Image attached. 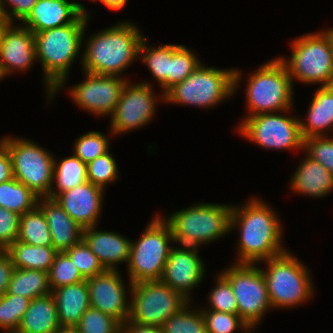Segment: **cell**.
<instances>
[{
	"label": "cell",
	"instance_id": "1",
	"mask_svg": "<svg viewBox=\"0 0 333 333\" xmlns=\"http://www.w3.org/2000/svg\"><path fill=\"white\" fill-rule=\"evenodd\" d=\"M239 222V223H238ZM241 226L240 264H252L286 252L280 246L281 228L277 217L263 202L251 200L240 209L232 207L230 228Z\"/></svg>",
	"mask_w": 333,
	"mask_h": 333
},
{
	"label": "cell",
	"instance_id": "2",
	"mask_svg": "<svg viewBox=\"0 0 333 333\" xmlns=\"http://www.w3.org/2000/svg\"><path fill=\"white\" fill-rule=\"evenodd\" d=\"M88 14L82 13L74 22L34 34L36 57L44 68L49 93L66 81L69 66L81 48Z\"/></svg>",
	"mask_w": 333,
	"mask_h": 333
},
{
	"label": "cell",
	"instance_id": "3",
	"mask_svg": "<svg viewBox=\"0 0 333 333\" xmlns=\"http://www.w3.org/2000/svg\"><path fill=\"white\" fill-rule=\"evenodd\" d=\"M142 40L137 27L129 23L117 24L94 35L82 59L85 72L117 76L139 55Z\"/></svg>",
	"mask_w": 333,
	"mask_h": 333
},
{
	"label": "cell",
	"instance_id": "4",
	"mask_svg": "<svg viewBox=\"0 0 333 333\" xmlns=\"http://www.w3.org/2000/svg\"><path fill=\"white\" fill-rule=\"evenodd\" d=\"M231 214V206L199 204L172 214L166 222L175 242L198 247L228 232Z\"/></svg>",
	"mask_w": 333,
	"mask_h": 333
},
{
	"label": "cell",
	"instance_id": "5",
	"mask_svg": "<svg viewBox=\"0 0 333 333\" xmlns=\"http://www.w3.org/2000/svg\"><path fill=\"white\" fill-rule=\"evenodd\" d=\"M240 77V72L236 70L225 71L199 65L184 81L163 94V98L171 103L208 107L231 95Z\"/></svg>",
	"mask_w": 333,
	"mask_h": 333
},
{
	"label": "cell",
	"instance_id": "6",
	"mask_svg": "<svg viewBox=\"0 0 333 333\" xmlns=\"http://www.w3.org/2000/svg\"><path fill=\"white\" fill-rule=\"evenodd\" d=\"M173 240L171 228L156 217L145 229L137 243H131L129 268L130 284L161 280Z\"/></svg>",
	"mask_w": 333,
	"mask_h": 333
},
{
	"label": "cell",
	"instance_id": "7",
	"mask_svg": "<svg viewBox=\"0 0 333 333\" xmlns=\"http://www.w3.org/2000/svg\"><path fill=\"white\" fill-rule=\"evenodd\" d=\"M128 321L143 325L161 326L174 314L188 305L187 299L161 280L131 284Z\"/></svg>",
	"mask_w": 333,
	"mask_h": 333
},
{
	"label": "cell",
	"instance_id": "8",
	"mask_svg": "<svg viewBox=\"0 0 333 333\" xmlns=\"http://www.w3.org/2000/svg\"><path fill=\"white\" fill-rule=\"evenodd\" d=\"M248 82L247 103L253 113L248 116L290 109L293 94L292 81L281 59L277 58L263 64L256 73H253Z\"/></svg>",
	"mask_w": 333,
	"mask_h": 333
},
{
	"label": "cell",
	"instance_id": "9",
	"mask_svg": "<svg viewBox=\"0 0 333 333\" xmlns=\"http://www.w3.org/2000/svg\"><path fill=\"white\" fill-rule=\"evenodd\" d=\"M263 271L267 292L273 307L297 305L309 299L312 284L307 269L288 252L266 260Z\"/></svg>",
	"mask_w": 333,
	"mask_h": 333
},
{
	"label": "cell",
	"instance_id": "10",
	"mask_svg": "<svg viewBox=\"0 0 333 333\" xmlns=\"http://www.w3.org/2000/svg\"><path fill=\"white\" fill-rule=\"evenodd\" d=\"M290 61L280 58L289 76L306 83L321 82L333 86V53L327 36L322 33L301 36L293 43Z\"/></svg>",
	"mask_w": 333,
	"mask_h": 333
},
{
	"label": "cell",
	"instance_id": "11",
	"mask_svg": "<svg viewBox=\"0 0 333 333\" xmlns=\"http://www.w3.org/2000/svg\"><path fill=\"white\" fill-rule=\"evenodd\" d=\"M1 144L11 156L13 177L37 196L48 197L53 185L52 155L28 140L4 138Z\"/></svg>",
	"mask_w": 333,
	"mask_h": 333
},
{
	"label": "cell",
	"instance_id": "12",
	"mask_svg": "<svg viewBox=\"0 0 333 333\" xmlns=\"http://www.w3.org/2000/svg\"><path fill=\"white\" fill-rule=\"evenodd\" d=\"M222 275L230 282L237 302V314L253 328L267 308L272 307L261 269L252 264H236Z\"/></svg>",
	"mask_w": 333,
	"mask_h": 333
},
{
	"label": "cell",
	"instance_id": "13",
	"mask_svg": "<svg viewBox=\"0 0 333 333\" xmlns=\"http://www.w3.org/2000/svg\"><path fill=\"white\" fill-rule=\"evenodd\" d=\"M301 121L273 113L248 116L240 124L239 131L265 148H303Z\"/></svg>",
	"mask_w": 333,
	"mask_h": 333
},
{
	"label": "cell",
	"instance_id": "14",
	"mask_svg": "<svg viewBox=\"0 0 333 333\" xmlns=\"http://www.w3.org/2000/svg\"><path fill=\"white\" fill-rule=\"evenodd\" d=\"M148 83L126 82L112 114V132L121 133L147 124L155 111V99Z\"/></svg>",
	"mask_w": 333,
	"mask_h": 333
},
{
	"label": "cell",
	"instance_id": "15",
	"mask_svg": "<svg viewBox=\"0 0 333 333\" xmlns=\"http://www.w3.org/2000/svg\"><path fill=\"white\" fill-rule=\"evenodd\" d=\"M87 80L72 88L75 102L96 114L114 113L126 79L114 75H99L86 72ZM119 77V78H117Z\"/></svg>",
	"mask_w": 333,
	"mask_h": 333
},
{
	"label": "cell",
	"instance_id": "16",
	"mask_svg": "<svg viewBox=\"0 0 333 333\" xmlns=\"http://www.w3.org/2000/svg\"><path fill=\"white\" fill-rule=\"evenodd\" d=\"M90 306L115 318L121 325L129 317L130 306H126L124 285L116 270L86 279Z\"/></svg>",
	"mask_w": 333,
	"mask_h": 333
},
{
	"label": "cell",
	"instance_id": "17",
	"mask_svg": "<svg viewBox=\"0 0 333 333\" xmlns=\"http://www.w3.org/2000/svg\"><path fill=\"white\" fill-rule=\"evenodd\" d=\"M196 252L194 246L172 248L161 278L163 283L181 292L187 299H189L188 290L196 286L204 274L203 262Z\"/></svg>",
	"mask_w": 333,
	"mask_h": 333
},
{
	"label": "cell",
	"instance_id": "18",
	"mask_svg": "<svg viewBox=\"0 0 333 333\" xmlns=\"http://www.w3.org/2000/svg\"><path fill=\"white\" fill-rule=\"evenodd\" d=\"M35 59L34 33L26 27L12 29L8 23L0 37V78L14 69H27Z\"/></svg>",
	"mask_w": 333,
	"mask_h": 333
},
{
	"label": "cell",
	"instance_id": "19",
	"mask_svg": "<svg viewBox=\"0 0 333 333\" xmlns=\"http://www.w3.org/2000/svg\"><path fill=\"white\" fill-rule=\"evenodd\" d=\"M103 188L86 181L74 188L58 193L53 199L83 229L96 226L101 210Z\"/></svg>",
	"mask_w": 333,
	"mask_h": 333
},
{
	"label": "cell",
	"instance_id": "20",
	"mask_svg": "<svg viewBox=\"0 0 333 333\" xmlns=\"http://www.w3.org/2000/svg\"><path fill=\"white\" fill-rule=\"evenodd\" d=\"M80 3L67 0H38L31 13L23 21L34 34L74 22L86 13ZM67 18V19H66Z\"/></svg>",
	"mask_w": 333,
	"mask_h": 333
},
{
	"label": "cell",
	"instance_id": "21",
	"mask_svg": "<svg viewBox=\"0 0 333 333\" xmlns=\"http://www.w3.org/2000/svg\"><path fill=\"white\" fill-rule=\"evenodd\" d=\"M37 206L42 210L52 237V245L58 252H65L83 238V228L52 198Z\"/></svg>",
	"mask_w": 333,
	"mask_h": 333
},
{
	"label": "cell",
	"instance_id": "22",
	"mask_svg": "<svg viewBox=\"0 0 333 333\" xmlns=\"http://www.w3.org/2000/svg\"><path fill=\"white\" fill-rule=\"evenodd\" d=\"M106 270H116L115 264L129 262L130 241L119 234L95 231V226L83 229V238Z\"/></svg>",
	"mask_w": 333,
	"mask_h": 333
},
{
	"label": "cell",
	"instance_id": "23",
	"mask_svg": "<svg viewBox=\"0 0 333 333\" xmlns=\"http://www.w3.org/2000/svg\"><path fill=\"white\" fill-rule=\"evenodd\" d=\"M61 326H76L90 307L89 290L86 280L69 284L51 291Z\"/></svg>",
	"mask_w": 333,
	"mask_h": 333
},
{
	"label": "cell",
	"instance_id": "24",
	"mask_svg": "<svg viewBox=\"0 0 333 333\" xmlns=\"http://www.w3.org/2000/svg\"><path fill=\"white\" fill-rule=\"evenodd\" d=\"M60 326L56 302L50 293L30 301L18 330L23 333H54Z\"/></svg>",
	"mask_w": 333,
	"mask_h": 333
},
{
	"label": "cell",
	"instance_id": "25",
	"mask_svg": "<svg viewBox=\"0 0 333 333\" xmlns=\"http://www.w3.org/2000/svg\"><path fill=\"white\" fill-rule=\"evenodd\" d=\"M292 187L298 192L321 197L333 189V174L307 156L293 176Z\"/></svg>",
	"mask_w": 333,
	"mask_h": 333
},
{
	"label": "cell",
	"instance_id": "26",
	"mask_svg": "<svg viewBox=\"0 0 333 333\" xmlns=\"http://www.w3.org/2000/svg\"><path fill=\"white\" fill-rule=\"evenodd\" d=\"M303 139L324 136L323 129H333V86H321L308 112V123H300Z\"/></svg>",
	"mask_w": 333,
	"mask_h": 333
},
{
	"label": "cell",
	"instance_id": "27",
	"mask_svg": "<svg viewBox=\"0 0 333 333\" xmlns=\"http://www.w3.org/2000/svg\"><path fill=\"white\" fill-rule=\"evenodd\" d=\"M18 269L49 272L58 251L53 246H35L16 240L5 250Z\"/></svg>",
	"mask_w": 333,
	"mask_h": 333
},
{
	"label": "cell",
	"instance_id": "28",
	"mask_svg": "<svg viewBox=\"0 0 333 333\" xmlns=\"http://www.w3.org/2000/svg\"><path fill=\"white\" fill-rule=\"evenodd\" d=\"M51 291L48 272L15 268L6 293L32 300L50 294Z\"/></svg>",
	"mask_w": 333,
	"mask_h": 333
},
{
	"label": "cell",
	"instance_id": "29",
	"mask_svg": "<svg viewBox=\"0 0 333 333\" xmlns=\"http://www.w3.org/2000/svg\"><path fill=\"white\" fill-rule=\"evenodd\" d=\"M38 198L31 189L14 177L0 183V207L20 216L33 210L39 202Z\"/></svg>",
	"mask_w": 333,
	"mask_h": 333
},
{
	"label": "cell",
	"instance_id": "30",
	"mask_svg": "<svg viewBox=\"0 0 333 333\" xmlns=\"http://www.w3.org/2000/svg\"><path fill=\"white\" fill-rule=\"evenodd\" d=\"M17 240L35 246H53L49 226L38 206L20 216Z\"/></svg>",
	"mask_w": 333,
	"mask_h": 333
},
{
	"label": "cell",
	"instance_id": "31",
	"mask_svg": "<svg viewBox=\"0 0 333 333\" xmlns=\"http://www.w3.org/2000/svg\"><path fill=\"white\" fill-rule=\"evenodd\" d=\"M56 183L59 192L52 188L49 198H54L58 193L70 190L75 186L81 185L88 181L87 179V164L83 163L77 156L73 155L63 159L58 163L54 160L53 180Z\"/></svg>",
	"mask_w": 333,
	"mask_h": 333
},
{
	"label": "cell",
	"instance_id": "32",
	"mask_svg": "<svg viewBox=\"0 0 333 333\" xmlns=\"http://www.w3.org/2000/svg\"><path fill=\"white\" fill-rule=\"evenodd\" d=\"M145 44L146 41L145 38H143L139 47V54H142L146 49L147 54L145 53L142 58L166 93L169 90L170 55L179 45L167 44L159 46L158 48L149 49Z\"/></svg>",
	"mask_w": 333,
	"mask_h": 333
},
{
	"label": "cell",
	"instance_id": "33",
	"mask_svg": "<svg viewBox=\"0 0 333 333\" xmlns=\"http://www.w3.org/2000/svg\"><path fill=\"white\" fill-rule=\"evenodd\" d=\"M30 301L15 294L0 296V327L8 331L17 330Z\"/></svg>",
	"mask_w": 333,
	"mask_h": 333
},
{
	"label": "cell",
	"instance_id": "34",
	"mask_svg": "<svg viewBox=\"0 0 333 333\" xmlns=\"http://www.w3.org/2000/svg\"><path fill=\"white\" fill-rule=\"evenodd\" d=\"M185 306L161 326L162 333H208L202 312L189 311Z\"/></svg>",
	"mask_w": 333,
	"mask_h": 333
},
{
	"label": "cell",
	"instance_id": "35",
	"mask_svg": "<svg viewBox=\"0 0 333 333\" xmlns=\"http://www.w3.org/2000/svg\"><path fill=\"white\" fill-rule=\"evenodd\" d=\"M48 273L51 290L85 280L65 252L56 254Z\"/></svg>",
	"mask_w": 333,
	"mask_h": 333
},
{
	"label": "cell",
	"instance_id": "36",
	"mask_svg": "<svg viewBox=\"0 0 333 333\" xmlns=\"http://www.w3.org/2000/svg\"><path fill=\"white\" fill-rule=\"evenodd\" d=\"M75 327L80 333H121V324L115 318L91 306Z\"/></svg>",
	"mask_w": 333,
	"mask_h": 333
},
{
	"label": "cell",
	"instance_id": "37",
	"mask_svg": "<svg viewBox=\"0 0 333 333\" xmlns=\"http://www.w3.org/2000/svg\"><path fill=\"white\" fill-rule=\"evenodd\" d=\"M65 253L74 262L85 280L106 270L83 239L65 251Z\"/></svg>",
	"mask_w": 333,
	"mask_h": 333
},
{
	"label": "cell",
	"instance_id": "38",
	"mask_svg": "<svg viewBox=\"0 0 333 333\" xmlns=\"http://www.w3.org/2000/svg\"><path fill=\"white\" fill-rule=\"evenodd\" d=\"M200 65L196 56L179 45L170 55L169 89L184 81Z\"/></svg>",
	"mask_w": 333,
	"mask_h": 333
},
{
	"label": "cell",
	"instance_id": "39",
	"mask_svg": "<svg viewBox=\"0 0 333 333\" xmlns=\"http://www.w3.org/2000/svg\"><path fill=\"white\" fill-rule=\"evenodd\" d=\"M108 140L99 132L93 131L82 135L75 143L74 155L88 164L108 152Z\"/></svg>",
	"mask_w": 333,
	"mask_h": 333
},
{
	"label": "cell",
	"instance_id": "40",
	"mask_svg": "<svg viewBox=\"0 0 333 333\" xmlns=\"http://www.w3.org/2000/svg\"><path fill=\"white\" fill-rule=\"evenodd\" d=\"M117 174L116 162L108 152L87 164L88 181L101 188L115 180Z\"/></svg>",
	"mask_w": 333,
	"mask_h": 333
},
{
	"label": "cell",
	"instance_id": "41",
	"mask_svg": "<svg viewBox=\"0 0 333 333\" xmlns=\"http://www.w3.org/2000/svg\"><path fill=\"white\" fill-rule=\"evenodd\" d=\"M202 314L208 333H233L236 328L240 327L250 330L248 325L238 314L219 312L215 310L205 312L202 311Z\"/></svg>",
	"mask_w": 333,
	"mask_h": 333
},
{
	"label": "cell",
	"instance_id": "42",
	"mask_svg": "<svg viewBox=\"0 0 333 333\" xmlns=\"http://www.w3.org/2000/svg\"><path fill=\"white\" fill-rule=\"evenodd\" d=\"M216 289L209 294L211 310L237 314V302L230 282L222 275L217 279Z\"/></svg>",
	"mask_w": 333,
	"mask_h": 333
},
{
	"label": "cell",
	"instance_id": "43",
	"mask_svg": "<svg viewBox=\"0 0 333 333\" xmlns=\"http://www.w3.org/2000/svg\"><path fill=\"white\" fill-rule=\"evenodd\" d=\"M308 150V157L319 162L333 174V139L315 136L304 139L303 149Z\"/></svg>",
	"mask_w": 333,
	"mask_h": 333
},
{
	"label": "cell",
	"instance_id": "44",
	"mask_svg": "<svg viewBox=\"0 0 333 333\" xmlns=\"http://www.w3.org/2000/svg\"><path fill=\"white\" fill-rule=\"evenodd\" d=\"M20 215L0 207V247L6 250L18 238Z\"/></svg>",
	"mask_w": 333,
	"mask_h": 333
},
{
	"label": "cell",
	"instance_id": "45",
	"mask_svg": "<svg viewBox=\"0 0 333 333\" xmlns=\"http://www.w3.org/2000/svg\"><path fill=\"white\" fill-rule=\"evenodd\" d=\"M9 2L12 8V14L14 18H17L20 21H24L27 16L31 13L33 7L36 5L38 0H5ZM4 1L1 0V8L4 14V18L8 23H12L11 13H7L5 7L3 6Z\"/></svg>",
	"mask_w": 333,
	"mask_h": 333
},
{
	"label": "cell",
	"instance_id": "46",
	"mask_svg": "<svg viewBox=\"0 0 333 333\" xmlns=\"http://www.w3.org/2000/svg\"><path fill=\"white\" fill-rule=\"evenodd\" d=\"M14 269L11 257L3 250L0 253V296L7 292Z\"/></svg>",
	"mask_w": 333,
	"mask_h": 333
},
{
	"label": "cell",
	"instance_id": "47",
	"mask_svg": "<svg viewBox=\"0 0 333 333\" xmlns=\"http://www.w3.org/2000/svg\"><path fill=\"white\" fill-rule=\"evenodd\" d=\"M13 178L12 160L8 150L0 143V183Z\"/></svg>",
	"mask_w": 333,
	"mask_h": 333
},
{
	"label": "cell",
	"instance_id": "48",
	"mask_svg": "<svg viewBox=\"0 0 333 333\" xmlns=\"http://www.w3.org/2000/svg\"><path fill=\"white\" fill-rule=\"evenodd\" d=\"M125 324H127V326ZM121 333H162V332L159 326L137 324L127 320L126 323L121 325Z\"/></svg>",
	"mask_w": 333,
	"mask_h": 333
},
{
	"label": "cell",
	"instance_id": "49",
	"mask_svg": "<svg viewBox=\"0 0 333 333\" xmlns=\"http://www.w3.org/2000/svg\"><path fill=\"white\" fill-rule=\"evenodd\" d=\"M108 8L112 10H119L124 7L126 0H100Z\"/></svg>",
	"mask_w": 333,
	"mask_h": 333
},
{
	"label": "cell",
	"instance_id": "50",
	"mask_svg": "<svg viewBox=\"0 0 333 333\" xmlns=\"http://www.w3.org/2000/svg\"><path fill=\"white\" fill-rule=\"evenodd\" d=\"M54 333H80L75 326H60Z\"/></svg>",
	"mask_w": 333,
	"mask_h": 333
},
{
	"label": "cell",
	"instance_id": "51",
	"mask_svg": "<svg viewBox=\"0 0 333 333\" xmlns=\"http://www.w3.org/2000/svg\"><path fill=\"white\" fill-rule=\"evenodd\" d=\"M324 34L329 39V42H330V45L332 48V53H333V29H329V31H326Z\"/></svg>",
	"mask_w": 333,
	"mask_h": 333
},
{
	"label": "cell",
	"instance_id": "52",
	"mask_svg": "<svg viewBox=\"0 0 333 333\" xmlns=\"http://www.w3.org/2000/svg\"><path fill=\"white\" fill-rule=\"evenodd\" d=\"M7 24H8V21L5 18H0V37H1L3 29L6 27Z\"/></svg>",
	"mask_w": 333,
	"mask_h": 333
},
{
	"label": "cell",
	"instance_id": "53",
	"mask_svg": "<svg viewBox=\"0 0 333 333\" xmlns=\"http://www.w3.org/2000/svg\"><path fill=\"white\" fill-rule=\"evenodd\" d=\"M0 18H4V14L1 8V0H0Z\"/></svg>",
	"mask_w": 333,
	"mask_h": 333
},
{
	"label": "cell",
	"instance_id": "54",
	"mask_svg": "<svg viewBox=\"0 0 333 333\" xmlns=\"http://www.w3.org/2000/svg\"><path fill=\"white\" fill-rule=\"evenodd\" d=\"M7 333H23V332H21V331H19V330L17 329V330L7 331Z\"/></svg>",
	"mask_w": 333,
	"mask_h": 333
}]
</instances>
